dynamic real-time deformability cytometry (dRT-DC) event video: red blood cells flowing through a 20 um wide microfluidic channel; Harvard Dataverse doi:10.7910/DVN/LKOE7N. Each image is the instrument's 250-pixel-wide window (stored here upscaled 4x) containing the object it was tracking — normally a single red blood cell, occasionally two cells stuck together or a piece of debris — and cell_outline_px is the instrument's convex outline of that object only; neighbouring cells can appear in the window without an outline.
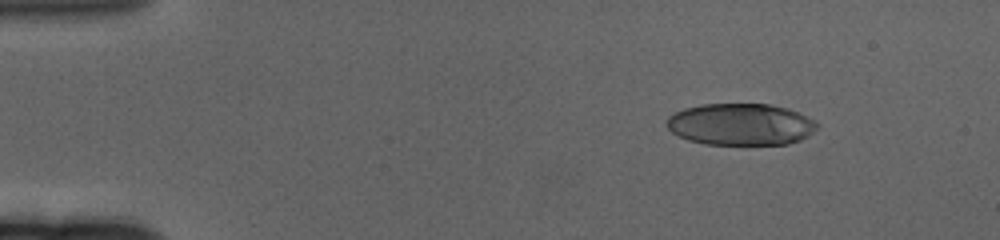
{"species": "human", "species_latin": "Homo sapiens", "temperature_condition": "cold", "stored_images_in_passage": 61, "camera_frame_rate_fps": 3000, "um_per_image_px": 0.085, "donor": {"sex": "female"}, "frame": {"image": 1, "passage_image": 8, "time_ms": 2.333, "image_size_px": [1000, 240], "cell_outline_px": [[820, 128], [808, 136], [800, 140], [788, 144], [704, 144], [688, 140], [672, 132], [668, 128], [664, 120], [668, 116], [684, 108], [704, 104], [768, 104], [788, 108], [816, 120], [820, 124]], "centroid_in_image_um": [62.99, 10.57], "position_along_channel_um": 22.0, "area_um2": 36.93}}
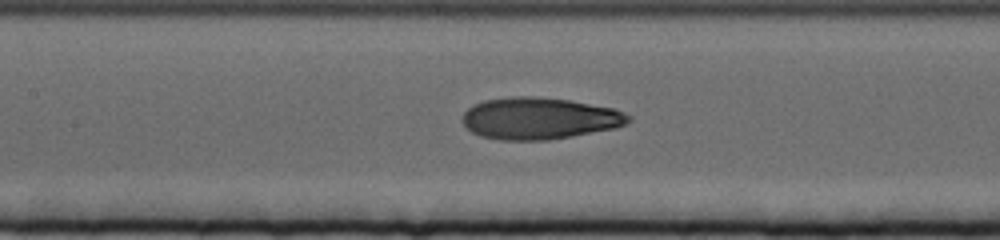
{"frame": {"image": 2, "passage_image": 29, "time_ms": 9.333, "image_size_px": [1000, 240], "cell_outline_px": [[632, 120], [628, 124], [616, 128], [572, 136], [548, 140], [500, 140], [480, 136], [472, 132], [460, 120], [464, 112], [472, 104], [484, 100], [516, 96], [536, 96], [568, 100], [616, 108], [632, 116]], "centroid_in_image_um": [45.87, 10.06], "position_along_channel_um": 161.5, "area_um2": 40.86}}
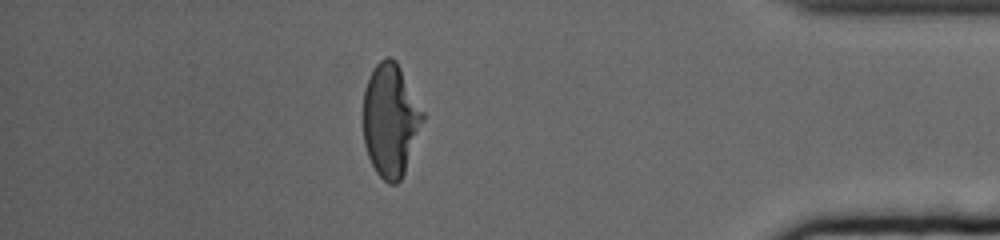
{"frame": {"image": 3, "passage_image": 54, "time_ms": 17.667, "image_size_px": [1000, 240], "cell_outline_px": [[424, 120], [404, 172], [400, 180], [396, 184], [388, 184], [376, 172], [368, 156], [364, 144], [364, 88], [376, 64], [384, 56], [388, 56], [396, 60], [424, 112]], "centroid_in_image_um": [33.19, 10.2], "position_along_channel_um": 402.0, "area_um2": 38.9}, "authors_computed_cell_mechanics": {"area_um2": 39.4196, "velocity_mm_per_s": 3.3164, "shape_relaxation_time_tau1_ms": 5.7531, "shape_relaxation_time_tau2_ms": 1.6424, "deformation_change_tau1": 0.2262, "deformation_change_tau2": 0.0767}}